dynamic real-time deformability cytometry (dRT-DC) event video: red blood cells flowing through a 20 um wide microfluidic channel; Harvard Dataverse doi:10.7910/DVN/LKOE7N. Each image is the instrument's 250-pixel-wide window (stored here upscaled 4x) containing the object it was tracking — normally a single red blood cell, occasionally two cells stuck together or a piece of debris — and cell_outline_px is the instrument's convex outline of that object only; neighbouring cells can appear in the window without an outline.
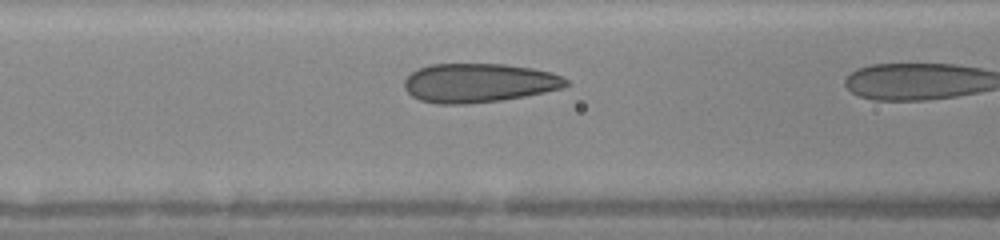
{"species": "human", "species_latin": "Homo sapiens", "temperature_condition": "warm", "stored_images_in_passage": 11, "camera_frame_rate_fps": 3000, "um_per_image_px": 0.085, "donor": {"sex": "female"}, "frame": {"image": 1, "passage_image": 10, "time_ms": 3.0, "image_size_px": [1000, 240], "cell_outline_px": [[568, 84], [560, 88], [544, 92], [524, 96], [500, 100], [468, 104], [440, 104], [420, 100], [412, 96], [404, 88], [404, 80], [412, 72], [428, 64], [504, 64], [532, 68], [552, 72], [564, 76], [568, 80]], "centroid_in_image_um": [40.69, 7.04], "position_along_channel_um": 125.9, "area_um2": 36.76}}